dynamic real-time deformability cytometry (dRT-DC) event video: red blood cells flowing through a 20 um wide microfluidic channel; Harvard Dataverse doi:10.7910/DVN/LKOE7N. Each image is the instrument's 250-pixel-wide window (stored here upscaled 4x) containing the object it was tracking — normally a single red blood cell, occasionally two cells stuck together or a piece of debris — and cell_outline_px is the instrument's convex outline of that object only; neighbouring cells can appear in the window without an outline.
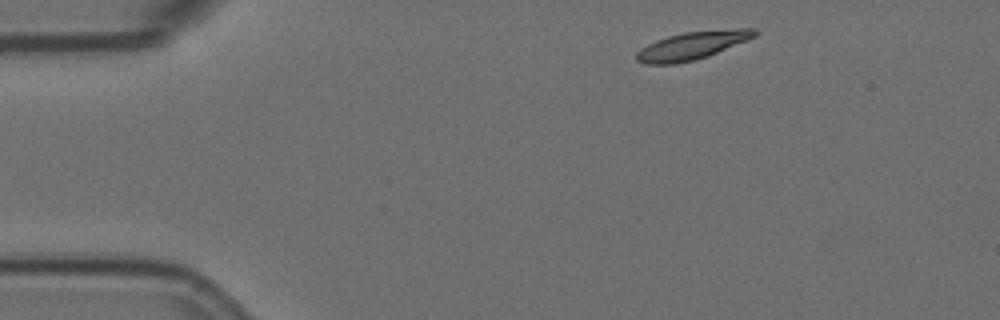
{"species": "Egyptian fruit bat (a non-hibernating species)", "species_latin": "Rousettus aegyptiacus", "temperature_condition": "room temperature", "stored_images_in_passage": 13, "camera_frame_rate_fps": 3000, "um_per_image_px": 0.085, "animal": {"sex": "female"}, "frame": {"image": 1, "passage_image": 1, "time_ms": 0.0, "image_size_px": [1000, 320], "cell_outline_px": [[760, 32], [756, 36], [748, 40], [708, 56], [692, 60], [672, 64], [644, 64], [636, 60], [636, 52], [640, 48], [656, 40], [668, 36], [684, 32], [732, 28], [756, 28]], "centroid_in_image_um": [58.87, 3.85], "position_along_channel_um": 26.1, "area_um2": 19.36}}
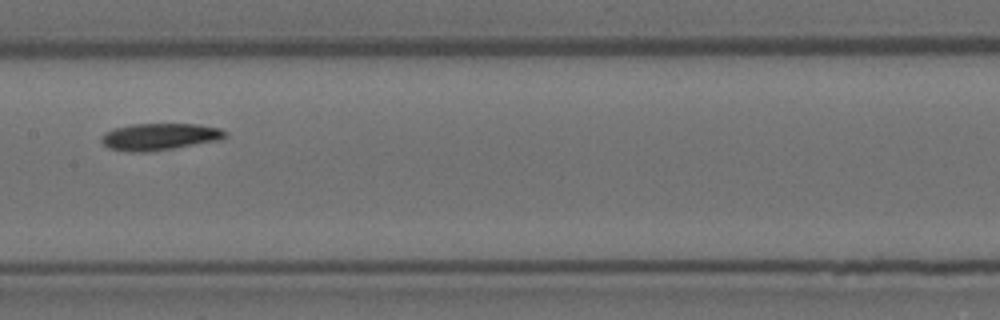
{"frame": {"image": 2, "passage_image": 6, "time_ms": 1.667, "image_size_px": [1000, 320], "cell_outline_px": [[228, 136], [216, 140], [172, 148], [144, 152], [128, 152], [108, 148], [100, 140], [100, 136], [104, 132], [116, 128], [132, 124], [196, 124], [220, 128], [228, 132]], "centroid_in_image_um": [13.52, 11.61], "position_along_channel_um": 193.9, "area_um2": 19.25}}
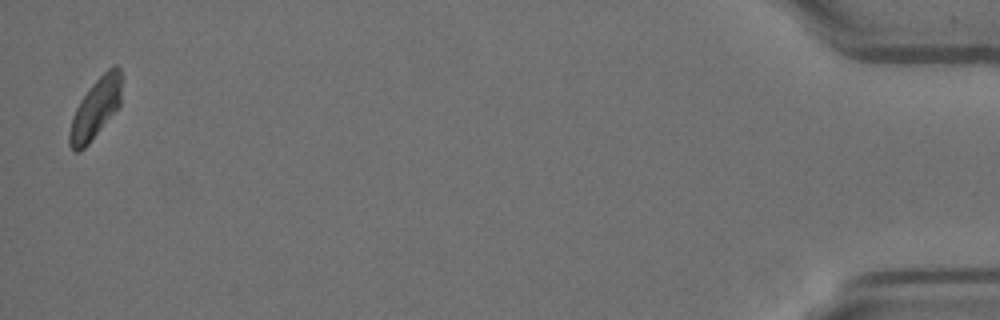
{"frame": {"image": 3, "passage_image": 13, "time_ms": 4.0, "image_size_px": [1000, 320], "cell_outline_px": [[124, 76], [120, 104], [88, 144], [80, 152], [72, 152], [68, 144], [68, 132], [72, 116], [80, 100], [92, 84], [108, 68], [116, 64], [120, 68]], "centroid_in_image_um": [8.13, 9.2], "position_along_channel_um": 427.1, "area_um2": 18.5}}